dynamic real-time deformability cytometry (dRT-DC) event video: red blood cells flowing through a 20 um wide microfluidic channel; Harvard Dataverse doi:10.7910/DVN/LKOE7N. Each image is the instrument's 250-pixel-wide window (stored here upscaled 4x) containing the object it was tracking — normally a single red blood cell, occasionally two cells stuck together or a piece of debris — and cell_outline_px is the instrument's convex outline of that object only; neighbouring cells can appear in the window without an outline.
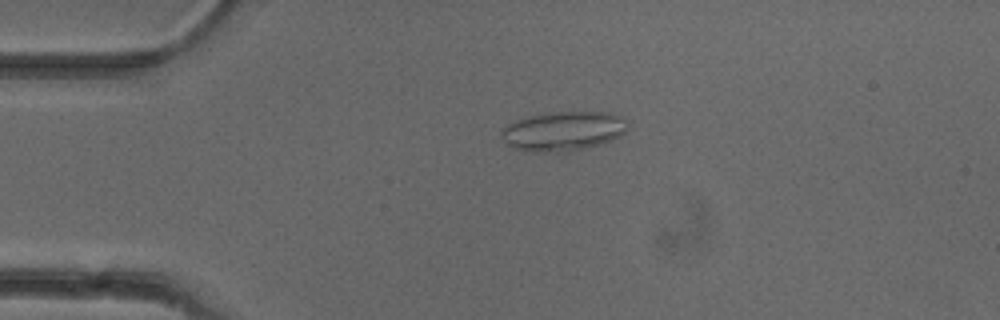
{"species": "common noctule bat (a hibernating species)", "species_latin": "Nyctalus noctula", "temperature_condition": "cold", "stored_images_in_passage": 50, "camera_frame_rate_fps": 3000, "um_per_image_px": 0.085, "animal": {"sex": "female"}, "frame": {"image": 1, "passage_image": 12, "time_ms": 3.667, "image_size_px": [1000, 320], "cell_outline_px": [[628, 128], [620, 136], [612, 140], [600, 144], [568, 152], [524, 152], [512, 148], [504, 144], [500, 136], [500, 132], [508, 124], [516, 120], [528, 116], [548, 112], [608, 112], [624, 116], [628, 120]], "centroid_in_image_um": [47.86, 11.15], "position_along_channel_um": 37.1, "area_um2": 29.65}}
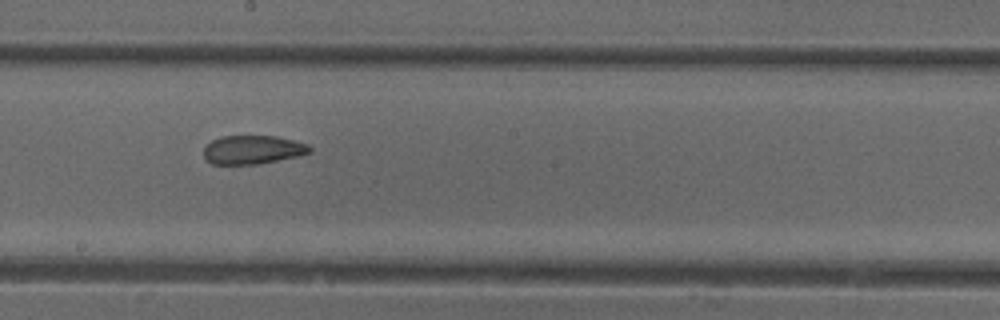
{"frame": {"image": 2, "passage_image": 29, "time_ms": 9.333, "image_size_px": [1000, 320], "cell_outline_px": [[312, 152], [300, 156], [260, 164], [212, 164], [204, 160], [204, 144], [220, 136], [276, 136], [308, 144], [312, 148]], "centroid_in_image_um": [21.47, 12.73], "position_along_channel_um": 226.7, "area_um2": 18.03}}
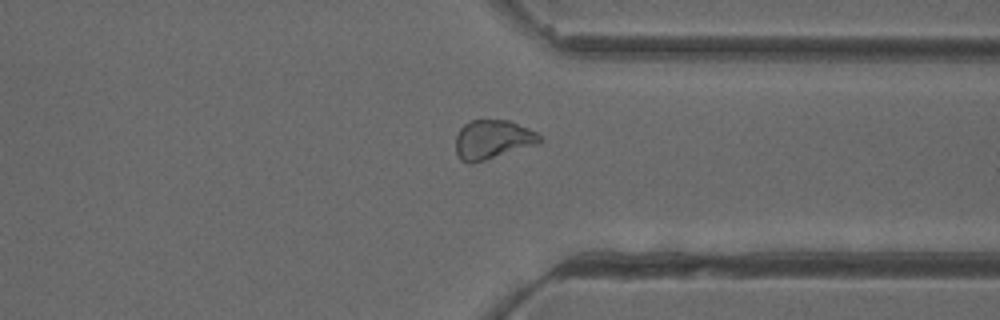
{"frame": {"image": 3, "passage_image": 40, "time_ms": 13.0, "image_size_px": [1000, 320], "cell_outline_px": [[544, 140], [540, 144], [472, 164], [468, 164], [460, 160], [456, 152], [456, 136], [460, 128], [464, 124], [472, 120], [508, 120], [528, 128], [536, 132]], "centroid_in_image_um": [41.88, 11.88], "position_along_channel_um": 369.5, "area_um2": 19.36}, "authors_computed_cell_mechanics": {"area_um2": 20.1144, "velocity_mm_per_s": 3.94, "shape_relaxation_time_tau1_ms": null, "shape_relaxation_time_tau2_ms": 2.3063, "deformation_change_tau1": null, "deformation_change_tau2": 0.0836}}